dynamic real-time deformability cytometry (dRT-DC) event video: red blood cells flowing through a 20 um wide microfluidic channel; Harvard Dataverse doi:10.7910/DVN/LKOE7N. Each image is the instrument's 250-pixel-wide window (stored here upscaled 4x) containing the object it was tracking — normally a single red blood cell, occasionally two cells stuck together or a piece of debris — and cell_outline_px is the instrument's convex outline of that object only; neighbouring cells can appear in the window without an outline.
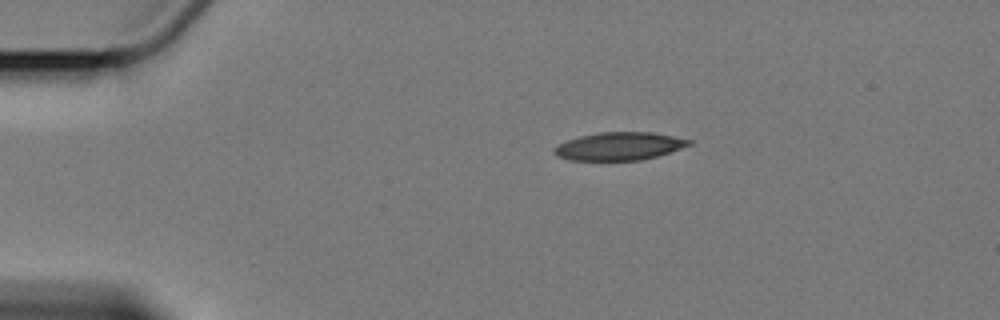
{"species": "Egyptian fruit bat (a non-hibernating species)", "species_latin": "Rousettus aegyptiacus", "temperature_condition": "cold", "stored_images_in_passage": 2, "camera_frame_rate_fps": 3000, "um_per_image_px": 0.085, "animal": {"sex": "female"}, "frame": {"image": 1, "passage_image": 2, "time_ms": 1.333, "image_size_px": [1000, 320], "cell_outline_px": [[692, 144], [656, 156], [640, 160], [572, 160], [556, 156], [552, 152], [552, 148], [568, 140], [580, 136], [600, 132], [652, 132], [692, 140]], "centroid_in_image_um": [52.6, 12.42], "position_along_channel_um": 32.4, "area_um2": 21.73}}